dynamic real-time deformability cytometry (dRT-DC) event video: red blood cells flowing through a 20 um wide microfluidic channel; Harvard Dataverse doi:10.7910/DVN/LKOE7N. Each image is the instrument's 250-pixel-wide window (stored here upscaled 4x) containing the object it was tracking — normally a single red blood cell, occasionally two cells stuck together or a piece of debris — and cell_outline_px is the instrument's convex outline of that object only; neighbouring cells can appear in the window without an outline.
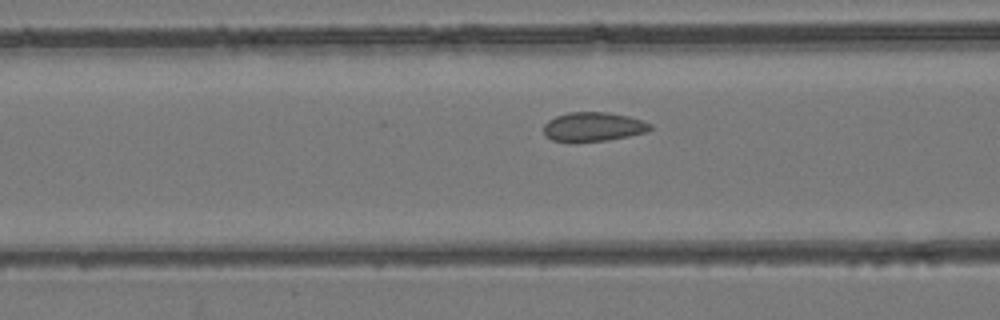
{"species": "common noctule bat (a hibernating species)", "species_latin": "Nyctalus noctula", "temperature_condition": "room temperature", "stored_images_in_passage": 39, "camera_frame_rate_fps": 3000, "um_per_image_px": 0.085, "animal": {"sex": "female", "body_mass_g": 24.6, "forearm_length_mm": 56.2}, "frame": {"image": 1, "passage_image": 10, "time_ms": 3.0, "image_size_px": [1000, 320], "cell_outline_px": [[652, 128], [648, 132], [608, 140], [552, 140], [544, 136], [544, 124], [548, 120], [556, 116], [568, 112], [608, 112], [628, 116], [652, 124]], "centroid_in_image_um": [50.44, 10.75], "position_along_channel_um": 116.2, "area_um2": 17.8}}
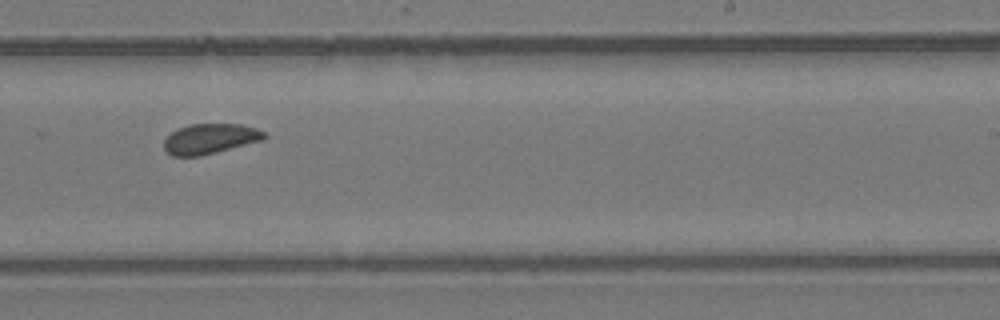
{"frame": {"image": 2, "passage_image": 21, "time_ms": 6.667, "image_size_px": [1000, 320], "cell_outline_px": [[268, 136], [264, 140], [200, 156], [172, 156], [164, 148], [164, 140], [172, 132], [188, 124], [244, 124], [256, 128], [264, 132]], "centroid_in_image_um": [17.89, 11.79], "position_along_channel_um": 271.1, "area_um2": 17.63}}
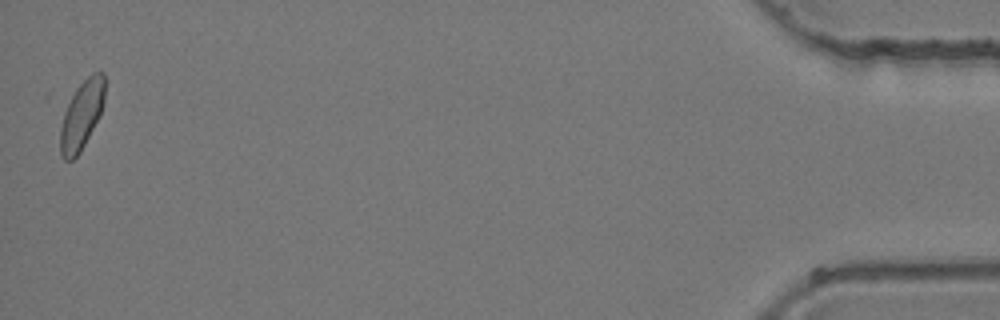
{"frame": {"image": 3, "passage_image": 39, "time_ms": 12.667, "image_size_px": [1000, 320], "cell_outline_px": [[104, 104], [80, 152], [72, 160], [64, 160], [60, 156], [60, 128], [64, 112], [76, 88], [92, 72], [104, 72]], "centroid_in_image_um": [6.92, 9.78], "position_along_channel_um": 428.3, "area_um2": 17.4}}